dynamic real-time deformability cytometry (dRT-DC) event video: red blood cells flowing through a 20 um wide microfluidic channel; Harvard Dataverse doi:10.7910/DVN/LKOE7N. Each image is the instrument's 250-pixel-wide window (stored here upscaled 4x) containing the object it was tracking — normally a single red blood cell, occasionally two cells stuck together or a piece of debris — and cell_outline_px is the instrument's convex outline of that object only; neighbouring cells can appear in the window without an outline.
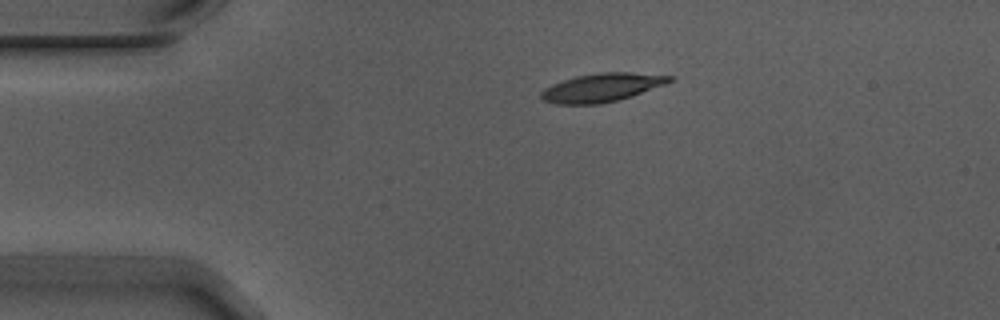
{"species": "Egyptian fruit bat (a non-hibernating species)", "species_latin": "Rousettus aegyptiacus", "temperature_condition": "warm", "stored_images_in_passage": 3, "camera_frame_rate_fps": 3000, "um_per_image_px": 0.085, "animal": {"sex": "male"}, "frame": {"image": 1, "passage_image": 1, "time_ms": 0.0, "image_size_px": [1000, 320], "cell_outline_px": [[676, 80], [632, 96], [600, 104], [556, 104], [544, 100], [540, 96], [540, 92], [544, 88], [552, 84], [576, 76], [600, 72], [628, 72], [676, 76]], "centroid_in_image_um": [51.19, 7.43], "position_along_channel_um": 33.8, "area_um2": 21.33}}
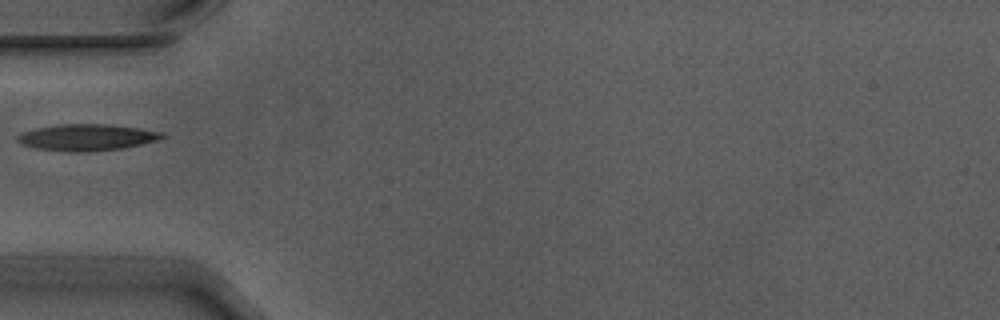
{"frame": {"image": 2, "passage_image": 3, "time_ms": 0.667, "image_size_px": [1000, 320], "cell_outline_px": [[168, 136], [160, 140], [124, 148], [88, 152], [68, 152], [36, 148], [24, 144], [16, 140], [16, 136], [24, 132], [36, 128], [56, 124], [108, 124], [164, 132]], "centroid_in_image_um": [7.43, 11.68], "position_along_channel_um": 77.6, "area_um2": 22.48}}